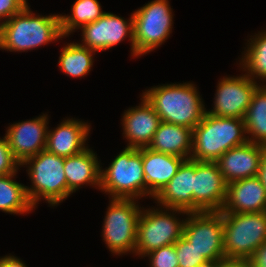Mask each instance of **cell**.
<instances>
[{
    "label": "cell",
    "instance_id": "6da1fadb",
    "mask_svg": "<svg viewBox=\"0 0 266 267\" xmlns=\"http://www.w3.org/2000/svg\"><path fill=\"white\" fill-rule=\"evenodd\" d=\"M30 7L26 5L0 25V50L28 52L65 38L61 32L60 14L43 16Z\"/></svg>",
    "mask_w": 266,
    "mask_h": 267
},
{
    "label": "cell",
    "instance_id": "7a4b0ae2",
    "mask_svg": "<svg viewBox=\"0 0 266 267\" xmlns=\"http://www.w3.org/2000/svg\"><path fill=\"white\" fill-rule=\"evenodd\" d=\"M142 95L153 106L161 121L194 129L206 112L195 83H167L145 89Z\"/></svg>",
    "mask_w": 266,
    "mask_h": 267
},
{
    "label": "cell",
    "instance_id": "3957f363",
    "mask_svg": "<svg viewBox=\"0 0 266 267\" xmlns=\"http://www.w3.org/2000/svg\"><path fill=\"white\" fill-rule=\"evenodd\" d=\"M247 141L244 119L213 116L205 112L202 121L193 129L190 159L216 162L229 149Z\"/></svg>",
    "mask_w": 266,
    "mask_h": 267
},
{
    "label": "cell",
    "instance_id": "277c9868",
    "mask_svg": "<svg viewBox=\"0 0 266 267\" xmlns=\"http://www.w3.org/2000/svg\"><path fill=\"white\" fill-rule=\"evenodd\" d=\"M64 162V157L45 149L21 164V168H26L31 183L30 187L26 186V193L35 209L44 200L53 208L67 200Z\"/></svg>",
    "mask_w": 266,
    "mask_h": 267
},
{
    "label": "cell",
    "instance_id": "5b68a950",
    "mask_svg": "<svg viewBox=\"0 0 266 267\" xmlns=\"http://www.w3.org/2000/svg\"><path fill=\"white\" fill-rule=\"evenodd\" d=\"M114 157L104 169L101 163L99 191L109 198L144 200L146 181L142 148L125 147Z\"/></svg>",
    "mask_w": 266,
    "mask_h": 267
},
{
    "label": "cell",
    "instance_id": "8992f818",
    "mask_svg": "<svg viewBox=\"0 0 266 267\" xmlns=\"http://www.w3.org/2000/svg\"><path fill=\"white\" fill-rule=\"evenodd\" d=\"M187 215L188 212L184 210L165 208L157 204L149 208L143 207L138 221L135 257L142 259L155 249L174 244L183 235Z\"/></svg>",
    "mask_w": 266,
    "mask_h": 267
},
{
    "label": "cell",
    "instance_id": "52a82bcc",
    "mask_svg": "<svg viewBox=\"0 0 266 267\" xmlns=\"http://www.w3.org/2000/svg\"><path fill=\"white\" fill-rule=\"evenodd\" d=\"M136 199L109 198L102 224V240L112 255H131L137 242L141 207ZM131 253V254H130Z\"/></svg>",
    "mask_w": 266,
    "mask_h": 267
},
{
    "label": "cell",
    "instance_id": "ba28073f",
    "mask_svg": "<svg viewBox=\"0 0 266 267\" xmlns=\"http://www.w3.org/2000/svg\"><path fill=\"white\" fill-rule=\"evenodd\" d=\"M169 0H152L133 13L135 58L161 47L172 34L173 8Z\"/></svg>",
    "mask_w": 266,
    "mask_h": 267
},
{
    "label": "cell",
    "instance_id": "9c48e42d",
    "mask_svg": "<svg viewBox=\"0 0 266 267\" xmlns=\"http://www.w3.org/2000/svg\"><path fill=\"white\" fill-rule=\"evenodd\" d=\"M222 215L225 259L248 260L266 241V212Z\"/></svg>",
    "mask_w": 266,
    "mask_h": 267
},
{
    "label": "cell",
    "instance_id": "30bf717a",
    "mask_svg": "<svg viewBox=\"0 0 266 267\" xmlns=\"http://www.w3.org/2000/svg\"><path fill=\"white\" fill-rule=\"evenodd\" d=\"M183 236L206 260H224V225L221 211L188 213Z\"/></svg>",
    "mask_w": 266,
    "mask_h": 267
},
{
    "label": "cell",
    "instance_id": "8fae6325",
    "mask_svg": "<svg viewBox=\"0 0 266 267\" xmlns=\"http://www.w3.org/2000/svg\"><path fill=\"white\" fill-rule=\"evenodd\" d=\"M129 16L125 19L115 13L105 12L99 19L80 29L82 38L79 43L96 52H104L119 45L127 37L130 54L135 58L133 13Z\"/></svg>",
    "mask_w": 266,
    "mask_h": 267
},
{
    "label": "cell",
    "instance_id": "7c38bea8",
    "mask_svg": "<svg viewBox=\"0 0 266 267\" xmlns=\"http://www.w3.org/2000/svg\"><path fill=\"white\" fill-rule=\"evenodd\" d=\"M259 85L243 71L238 76H222L216 85L213 109H206V112L213 116L244 119Z\"/></svg>",
    "mask_w": 266,
    "mask_h": 267
},
{
    "label": "cell",
    "instance_id": "4fadbf2b",
    "mask_svg": "<svg viewBox=\"0 0 266 267\" xmlns=\"http://www.w3.org/2000/svg\"><path fill=\"white\" fill-rule=\"evenodd\" d=\"M227 183L216 162L194 161L193 212L221 211Z\"/></svg>",
    "mask_w": 266,
    "mask_h": 267
},
{
    "label": "cell",
    "instance_id": "5bb4252c",
    "mask_svg": "<svg viewBox=\"0 0 266 267\" xmlns=\"http://www.w3.org/2000/svg\"><path fill=\"white\" fill-rule=\"evenodd\" d=\"M47 113L25 121L11 123L6 127L4 136L20 164L46 149L47 132L50 127Z\"/></svg>",
    "mask_w": 266,
    "mask_h": 267
},
{
    "label": "cell",
    "instance_id": "9a60e30c",
    "mask_svg": "<svg viewBox=\"0 0 266 267\" xmlns=\"http://www.w3.org/2000/svg\"><path fill=\"white\" fill-rule=\"evenodd\" d=\"M121 115L122 136L128 141L125 147H148L161 123L153 106L141 94L139 105L129 107Z\"/></svg>",
    "mask_w": 266,
    "mask_h": 267
},
{
    "label": "cell",
    "instance_id": "2e32d148",
    "mask_svg": "<svg viewBox=\"0 0 266 267\" xmlns=\"http://www.w3.org/2000/svg\"><path fill=\"white\" fill-rule=\"evenodd\" d=\"M91 124L73 117L63 118L54 129L48 128L46 150L57 156L69 157L86 149Z\"/></svg>",
    "mask_w": 266,
    "mask_h": 267
},
{
    "label": "cell",
    "instance_id": "e0dca14e",
    "mask_svg": "<svg viewBox=\"0 0 266 267\" xmlns=\"http://www.w3.org/2000/svg\"><path fill=\"white\" fill-rule=\"evenodd\" d=\"M266 146L247 141L222 154L216 161L225 182L258 176L260 159Z\"/></svg>",
    "mask_w": 266,
    "mask_h": 267
},
{
    "label": "cell",
    "instance_id": "ac0fdd59",
    "mask_svg": "<svg viewBox=\"0 0 266 267\" xmlns=\"http://www.w3.org/2000/svg\"><path fill=\"white\" fill-rule=\"evenodd\" d=\"M222 213L266 212V190L258 176L227 184Z\"/></svg>",
    "mask_w": 266,
    "mask_h": 267
},
{
    "label": "cell",
    "instance_id": "d6986e66",
    "mask_svg": "<svg viewBox=\"0 0 266 267\" xmlns=\"http://www.w3.org/2000/svg\"><path fill=\"white\" fill-rule=\"evenodd\" d=\"M64 172L67 198L84 185L100 190L101 160L89 146L76 155L65 157Z\"/></svg>",
    "mask_w": 266,
    "mask_h": 267
},
{
    "label": "cell",
    "instance_id": "ffe728a7",
    "mask_svg": "<svg viewBox=\"0 0 266 267\" xmlns=\"http://www.w3.org/2000/svg\"><path fill=\"white\" fill-rule=\"evenodd\" d=\"M194 160H185L169 183L153 198L161 207L193 213Z\"/></svg>",
    "mask_w": 266,
    "mask_h": 267
},
{
    "label": "cell",
    "instance_id": "44dd1931",
    "mask_svg": "<svg viewBox=\"0 0 266 267\" xmlns=\"http://www.w3.org/2000/svg\"><path fill=\"white\" fill-rule=\"evenodd\" d=\"M186 159L142 147L146 197L154 198L174 177Z\"/></svg>",
    "mask_w": 266,
    "mask_h": 267
},
{
    "label": "cell",
    "instance_id": "7402d4cb",
    "mask_svg": "<svg viewBox=\"0 0 266 267\" xmlns=\"http://www.w3.org/2000/svg\"><path fill=\"white\" fill-rule=\"evenodd\" d=\"M193 129L161 121L148 148L164 154L190 159Z\"/></svg>",
    "mask_w": 266,
    "mask_h": 267
},
{
    "label": "cell",
    "instance_id": "603a6c76",
    "mask_svg": "<svg viewBox=\"0 0 266 267\" xmlns=\"http://www.w3.org/2000/svg\"><path fill=\"white\" fill-rule=\"evenodd\" d=\"M249 36L238 60V67L250 79L266 84V28Z\"/></svg>",
    "mask_w": 266,
    "mask_h": 267
},
{
    "label": "cell",
    "instance_id": "cb8c5ba5",
    "mask_svg": "<svg viewBox=\"0 0 266 267\" xmlns=\"http://www.w3.org/2000/svg\"><path fill=\"white\" fill-rule=\"evenodd\" d=\"M95 52L82 46L78 41L67 44L64 42L58 57L59 70L70 78H83L92 70Z\"/></svg>",
    "mask_w": 266,
    "mask_h": 267
},
{
    "label": "cell",
    "instance_id": "d4e9b609",
    "mask_svg": "<svg viewBox=\"0 0 266 267\" xmlns=\"http://www.w3.org/2000/svg\"><path fill=\"white\" fill-rule=\"evenodd\" d=\"M18 172L0 176V211L23 216L36 209L28 199L26 185L16 180Z\"/></svg>",
    "mask_w": 266,
    "mask_h": 267
},
{
    "label": "cell",
    "instance_id": "484cf974",
    "mask_svg": "<svg viewBox=\"0 0 266 267\" xmlns=\"http://www.w3.org/2000/svg\"><path fill=\"white\" fill-rule=\"evenodd\" d=\"M244 124L247 140L266 146V84H260L254 92Z\"/></svg>",
    "mask_w": 266,
    "mask_h": 267
},
{
    "label": "cell",
    "instance_id": "4316f807",
    "mask_svg": "<svg viewBox=\"0 0 266 267\" xmlns=\"http://www.w3.org/2000/svg\"><path fill=\"white\" fill-rule=\"evenodd\" d=\"M71 6V14H60L61 32L66 38L106 12L98 0H76Z\"/></svg>",
    "mask_w": 266,
    "mask_h": 267
},
{
    "label": "cell",
    "instance_id": "83f0119b",
    "mask_svg": "<svg viewBox=\"0 0 266 267\" xmlns=\"http://www.w3.org/2000/svg\"><path fill=\"white\" fill-rule=\"evenodd\" d=\"M174 246L179 267H196L207 261L183 235Z\"/></svg>",
    "mask_w": 266,
    "mask_h": 267
},
{
    "label": "cell",
    "instance_id": "f1b7e54d",
    "mask_svg": "<svg viewBox=\"0 0 266 267\" xmlns=\"http://www.w3.org/2000/svg\"><path fill=\"white\" fill-rule=\"evenodd\" d=\"M145 257H148L149 267H179L174 244L155 249L144 255L142 259L145 260Z\"/></svg>",
    "mask_w": 266,
    "mask_h": 267
},
{
    "label": "cell",
    "instance_id": "f546056e",
    "mask_svg": "<svg viewBox=\"0 0 266 267\" xmlns=\"http://www.w3.org/2000/svg\"><path fill=\"white\" fill-rule=\"evenodd\" d=\"M20 168L21 164L14 157L7 138L0 137V176L16 173Z\"/></svg>",
    "mask_w": 266,
    "mask_h": 267
},
{
    "label": "cell",
    "instance_id": "4dcf8cb0",
    "mask_svg": "<svg viewBox=\"0 0 266 267\" xmlns=\"http://www.w3.org/2000/svg\"><path fill=\"white\" fill-rule=\"evenodd\" d=\"M26 5L28 4L24 0H0V25L19 13Z\"/></svg>",
    "mask_w": 266,
    "mask_h": 267
},
{
    "label": "cell",
    "instance_id": "1f68e13d",
    "mask_svg": "<svg viewBox=\"0 0 266 267\" xmlns=\"http://www.w3.org/2000/svg\"><path fill=\"white\" fill-rule=\"evenodd\" d=\"M252 267H266V241L248 259Z\"/></svg>",
    "mask_w": 266,
    "mask_h": 267
},
{
    "label": "cell",
    "instance_id": "d6a6232c",
    "mask_svg": "<svg viewBox=\"0 0 266 267\" xmlns=\"http://www.w3.org/2000/svg\"><path fill=\"white\" fill-rule=\"evenodd\" d=\"M0 267H28L24 261L14 254L0 256Z\"/></svg>",
    "mask_w": 266,
    "mask_h": 267
},
{
    "label": "cell",
    "instance_id": "836d02e7",
    "mask_svg": "<svg viewBox=\"0 0 266 267\" xmlns=\"http://www.w3.org/2000/svg\"><path fill=\"white\" fill-rule=\"evenodd\" d=\"M220 267H252L248 260L224 259Z\"/></svg>",
    "mask_w": 266,
    "mask_h": 267
},
{
    "label": "cell",
    "instance_id": "e575fe53",
    "mask_svg": "<svg viewBox=\"0 0 266 267\" xmlns=\"http://www.w3.org/2000/svg\"><path fill=\"white\" fill-rule=\"evenodd\" d=\"M258 177L266 190V147L264 148V151L260 159Z\"/></svg>",
    "mask_w": 266,
    "mask_h": 267
},
{
    "label": "cell",
    "instance_id": "d590c367",
    "mask_svg": "<svg viewBox=\"0 0 266 267\" xmlns=\"http://www.w3.org/2000/svg\"><path fill=\"white\" fill-rule=\"evenodd\" d=\"M222 260H207L204 263L199 264L196 267H220Z\"/></svg>",
    "mask_w": 266,
    "mask_h": 267
}]
</instances>
